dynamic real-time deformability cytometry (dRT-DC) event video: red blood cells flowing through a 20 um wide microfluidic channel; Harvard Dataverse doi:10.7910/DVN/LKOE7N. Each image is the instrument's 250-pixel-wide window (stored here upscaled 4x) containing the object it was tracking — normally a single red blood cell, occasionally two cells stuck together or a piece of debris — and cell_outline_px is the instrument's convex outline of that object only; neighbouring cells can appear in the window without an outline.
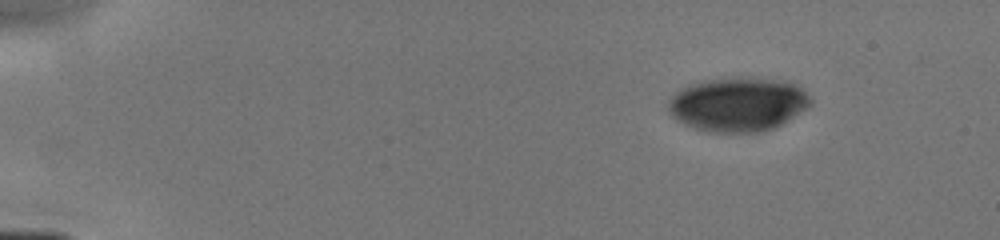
{"species": "human", "species_latin": "Homo sapiens", "temperature_condition": "cold", "stored_images_in_passage": 69, "camera_frame_rate_fps": 3000, "um_per_image_px": 0.085, "donor": {"sex": "male"}, "frame": {"image": 1, "passage_image": 1, "time_ms": 0.0, "image_size_px": [1000, 240], "cell_outline_px": [[812, 100], [804, 108], [780, 124], [772, 128], [756, 132], [708, 132], [692, 128], [676, 120], [672, 116], [668, 108], [668, 104], [672, 96], [680, 88], [704, 80], [788, 80], [800, 88]], "centroid_in_image_um": [62.65, 8.9], "position_along_channel_um": 22.4, "area_um2": 43.47}}
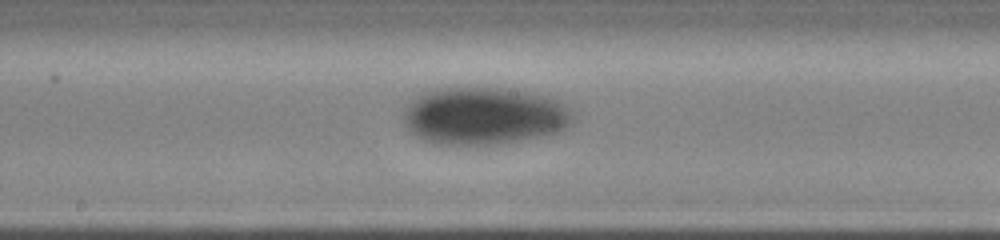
{"frame": {"image": 2, "passage_image": 39, "time_ms": 7.0, "image_size_px": [1000, 240], "cell_outline_px": [[572, 120], [564, 128], [556, 132], [520, 140], [500, 144], [432, 144], [416, 136], [404, 124], [404, 108], [412, 100], [424, 92], [432, 88], [456, 84], [504, 88], [552, 96], [564, 104], [568, 108], [572, 116]], "centroid_in_image_um": [41.08, 9.79], "position_along_channel_um": 207.1, "area_um2": 57.63}}
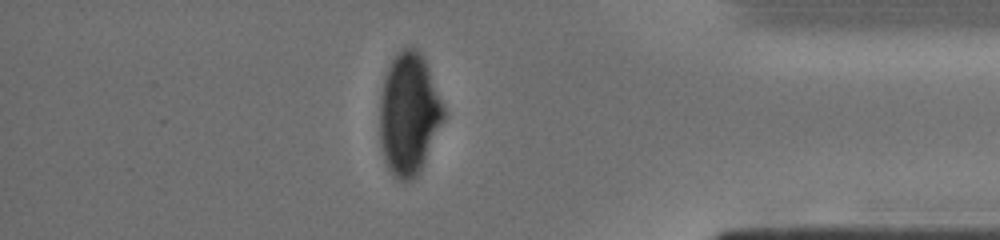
{"frame": {"image": 3, "passage_image": 64, "time_ms": 12.0, "image_size_px": [1000, 240], "cell_outline_px": [[444, 120], [416, 176], [412, 180], [396, 180], [388, 168], [384, 160], [380, 148], [380, 92], [388, 68], [392, 60], [404, 48], [416, 48], [420, 52], [428, 68], [444, 108]], "centroid_in_image_um": [34.72, 9.71], "position_along_channel_um": 400.5, "area_um2": 44.74}}